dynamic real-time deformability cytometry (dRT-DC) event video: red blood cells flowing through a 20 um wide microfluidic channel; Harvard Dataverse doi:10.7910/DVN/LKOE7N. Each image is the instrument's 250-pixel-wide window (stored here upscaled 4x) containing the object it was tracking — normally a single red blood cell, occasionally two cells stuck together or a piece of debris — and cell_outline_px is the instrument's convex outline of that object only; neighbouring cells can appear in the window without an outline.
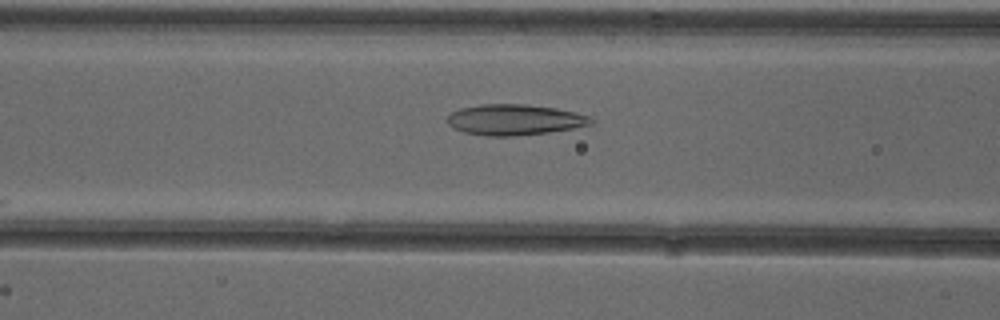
{"species": "common noctule bat (a hibernating species)", "species_latin": "Nyctalus noctula", "temperature_condition": "cold", "stored_images_in_passage": 34, "camera_frame_rate_fps": 3000, "um_per_image_px": 0.085, "animal": {"sex": "female"}, "frame": {"image": 1, "passage_image": 11, "time_ms": 3.333, "image_size_px": [1000, 320], "cell_outline_px": [[596, 120], [592, 124], [572, 128], [548, 132], [512, 136], [484, 136], [464, 132], [452, 128], [448, 124], [448, 116], [452, 112], [460, 108], [480, 104], [524, 104], [556, 108], [576, 112], [588, 116]], "centroid_in_image_um": [43.73, 10.17], "position_along_channel_um": 122.9, "area_um2": 25.78}}
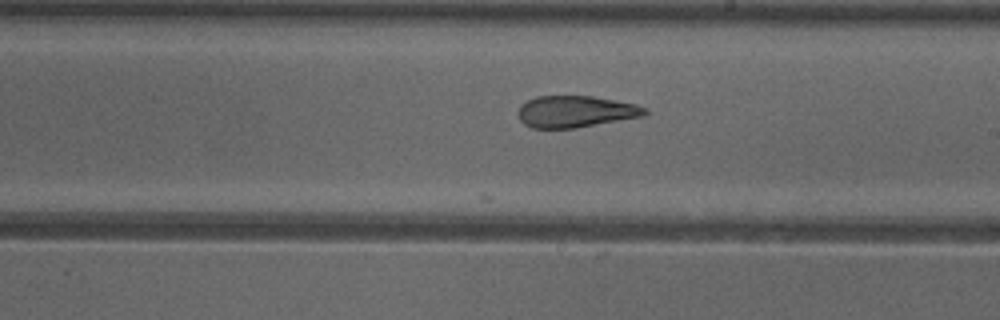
{"frame": {"image": 2, "passage_image": 20, "time_ms": 6.333, "image_size_px": [1000, 320], "cell_outline_px": [[648, 112], [640, 116], [576, 128], [532, 128], [524, 124], [520, 120], [520, 104], [536, 96], [592, 96], [616, 100], [636, 104], [648, 108]], "centroid_in_image_um": [48.92, 9.47], "position_along_channel_um": 240.1, "area_um2": 23.18}}
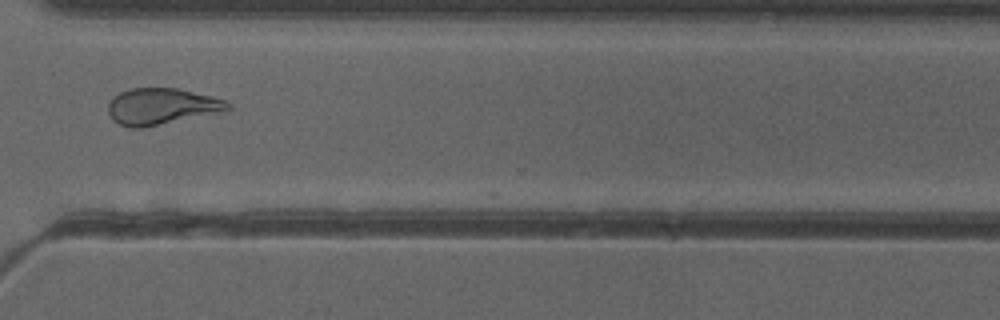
{"frame": {"image": 3, "passage_image": 29, "time_ms": 9.333, "image_size_px": [1000, 320], "cell_outline_px": [[232, 108], [140, 128], [132, 128], [120, 124], [112, 120], [108, 112], [108, 104], [112, 96], [120, 92], [132, 88], [180, 88], [224, 100], [232, 104]], "centroid_in_image_um": [13.64, 9.02], "position_along_channel_um": 357.0, "area_um2": 24.74}, "authors_computed_cell_mechanics": {"area_um2": 24.6517, "velocity_mm_per_s": 3.908, "shape_relaxation_time_tau1_ms": null, "shape_relaxation_time_tau2_ms": 2.0214, "deformation_change_tau1": null, "deformation_change_tau2": 0.1046}}